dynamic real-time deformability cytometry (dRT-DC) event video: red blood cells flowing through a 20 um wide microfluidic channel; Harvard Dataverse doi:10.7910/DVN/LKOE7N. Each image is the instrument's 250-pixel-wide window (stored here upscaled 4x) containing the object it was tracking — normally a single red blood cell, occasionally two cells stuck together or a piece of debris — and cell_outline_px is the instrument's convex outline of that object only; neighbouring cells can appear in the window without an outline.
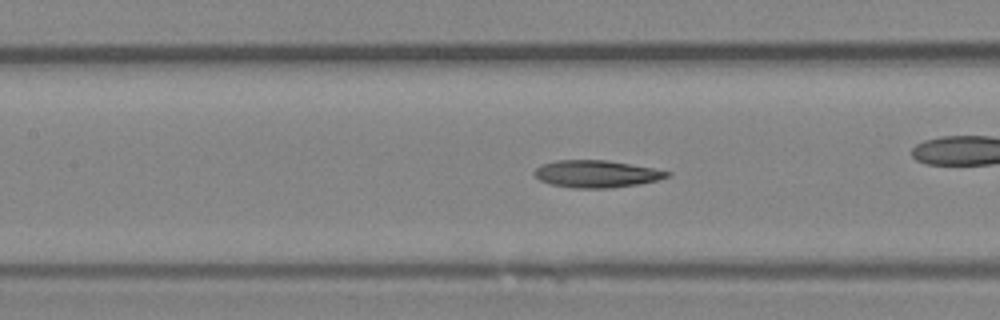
{"species": "Egyptian fruit bat (a non-hibernating species)", "species_latin": "Rousettus aegyptiacus", "temperature_condition": "room temperature", "stored_images_in_passage": 49, "camera_frame_rate_fps": 3000, "um_per_image_px": 0.085, "animal": {"sex": "female"}, "frame": {"image": 1, "passage_image": 22, "time_ms": 7.0, "image_size_px": [1000, 320], "cell_outline_px": [[672, 176], [656, 180], [636, 184], [608, 188], [572, 188], [552, 184], [540, 180], [532, 172], [540, 164], [556, 160], [608, 160], [652, 168], [672, 172]], "centroid_in_image_um": [50.68, 14.77], "position_along_channel_um": 156.7, "area_um2": 20.98}}
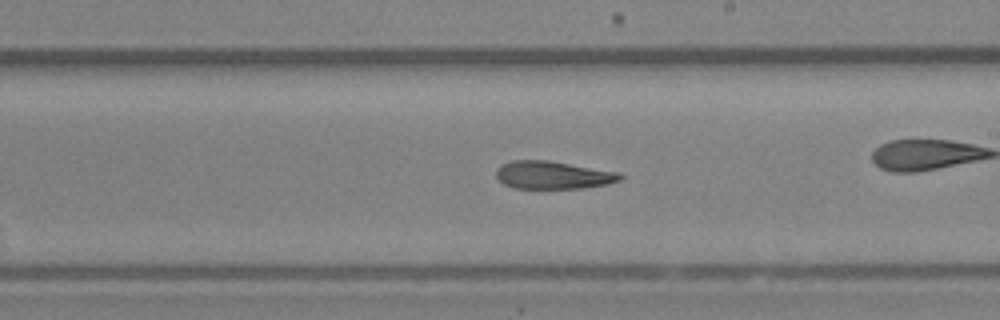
{"frame": {"image": 2, "passage_image": 28, "time_ms": 9.0, "image_size_px": [1000, 320], "cell_outline_px": [[624, 176], [620, 180], [608, 184], [580, 188], [516, 188], [504, 184], [496, 176], [496, 168], [500, 164], [512, 160], [548, 160], [620, 172]], "centroid_in_image_um": [47.0, 14.87], "position_along_channel_um": 242.0, "area_um2": 20.17}, "authors_computed_cell_mechanics": {"area_um2": 21.097, "velocity_mm_per_s": 4.3174, "shape_relaxation_time_tau1_ms": 5.7077, "shape_relaxation_time_tau2_ms": 3.985, "deformation_change_tau1": 0.186, "deformation_change_tau2": 0.1432}}